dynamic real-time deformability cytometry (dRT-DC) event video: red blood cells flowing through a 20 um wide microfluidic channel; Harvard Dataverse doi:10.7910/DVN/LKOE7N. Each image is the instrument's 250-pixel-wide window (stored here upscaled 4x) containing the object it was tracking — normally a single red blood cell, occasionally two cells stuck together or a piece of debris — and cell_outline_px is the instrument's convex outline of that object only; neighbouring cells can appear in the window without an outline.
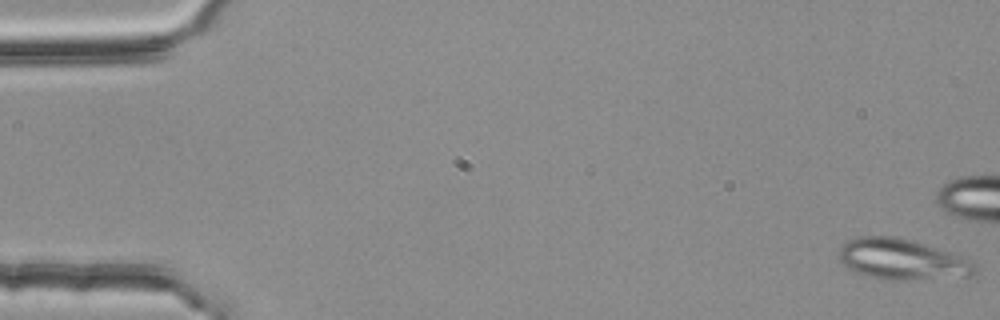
{"species": "common noctule bat (a hibernating species)", "species_latin": "Nyctalus noctula", "temperature_condition": "room temperature", "stored_images_in_passage": 5, "camera_frame_rate_fps": 3000, "um_per_image_px": 0.085, "animal": {"sex": "female", "body_mass_g": 25.1}, "frame": {"image": 1, "passage_image": 1, "time_ms": 0.0, "image_size_px": [1000, 320], "cell_outline_px": [[976, 272], [972, 276], [912, 280], [884, 280], [868, 276], [856, 272], [848, 268], [840, 260], [840, 248], [848, 240], [860, 236], [896, 236], [912, 240], [952, 252], [964, 256], [972, 260], [976, 264]], "centroid_in_image_um": [76.73, 22.05], "position_along_channel_um": 8.3, "area_um2": 32.6}}